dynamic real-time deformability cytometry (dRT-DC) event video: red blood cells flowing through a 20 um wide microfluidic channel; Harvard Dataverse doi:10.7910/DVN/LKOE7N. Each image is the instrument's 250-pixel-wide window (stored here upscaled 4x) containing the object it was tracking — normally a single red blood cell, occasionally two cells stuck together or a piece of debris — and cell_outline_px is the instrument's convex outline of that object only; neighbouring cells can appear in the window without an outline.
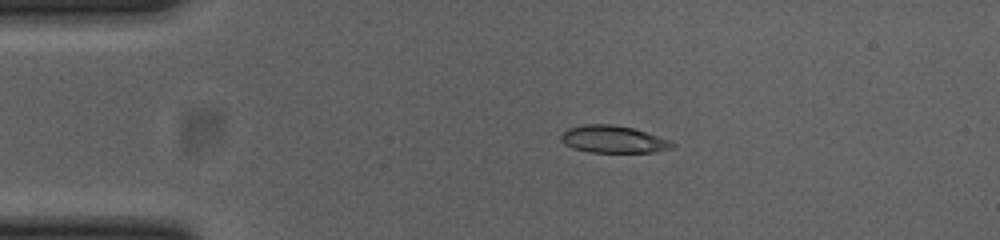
{"species": "common noctule bat (a hibernating species)", "species_latin": "Nyctalus noctula", "temperature_condition": "cold", "stored_images_in_passage": 38, "camera_frame_rate_fps": 3000, "um_per_image_px": 0.085, "animal": {"sex": "female", "body_mass_g": 23.0, "forearm_length_mm": 53.4}, "frame": {"image": 1, "passage_image": 3, "time_ms": 0.667, "image_size_px": [1000, 240], "cell_outline_px": [[676, 144], [672, 148], [656, 152], [588, 152], [572, 148], [564, 144], [560, 140], [560, 136], [568, 128], [584, 124], [612, 124], [632, 128], [668, 140]], "centroid_in_image_um": [52.08, 11.85], "position_along_channel_um": 32.9, "area_um2": 17.57}}
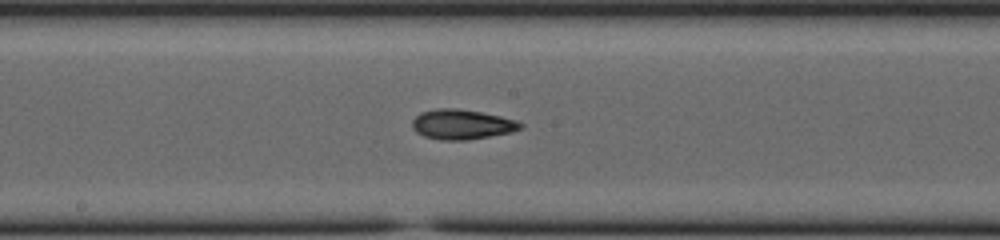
{"frame": {"image": 2, "passage_image": 20, "time_ms": 6.333, "image_size_px": [1000, 240], "cell_outline_px": [[524, 128], [512, 132], [464, 140], [440, 140], [424, 136], [416, 132], [412, 128], [412, 120], [420, 112], [436, 108], [456, 108], [480, 112], [500, 116], [516, 120], [524, 124]], "centroid_in_image_um": [39.25, 10.57], "position_along_channel_um": 208.9, "area_um2": 18.9}}
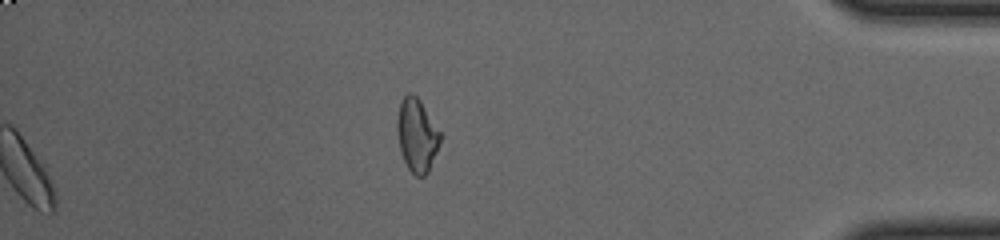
{"frame": {"image": 3, "passage_image": 38, "time_ms": 12.333, "image_size_px": [1000, 240], "cell_outline_px": [[440, 140], [436, 152], [428, 172], [424, 176], [416, 176], [408, 168], [400, 152], [396, 128], [396, 120], [400, 100], [408, 92], [412, 92], [420, 100], [440, 132]], "centroid_in_image_um": [35.4, 11.46], "position_along_channel_um": 399.8, "area_um2": 18.32}, "authors_computed_cell_mechanics": {"area_um2": 18.0914, "velocity_mm_per_s": 3.8591, "shape_relaxation_time_tau1_ms": 5.2526, "shape_relaxation_time_tau2_ms": 4.8197, "deformation_change_tau1": 0.166, "deformation_change_tau2": 0.124}}